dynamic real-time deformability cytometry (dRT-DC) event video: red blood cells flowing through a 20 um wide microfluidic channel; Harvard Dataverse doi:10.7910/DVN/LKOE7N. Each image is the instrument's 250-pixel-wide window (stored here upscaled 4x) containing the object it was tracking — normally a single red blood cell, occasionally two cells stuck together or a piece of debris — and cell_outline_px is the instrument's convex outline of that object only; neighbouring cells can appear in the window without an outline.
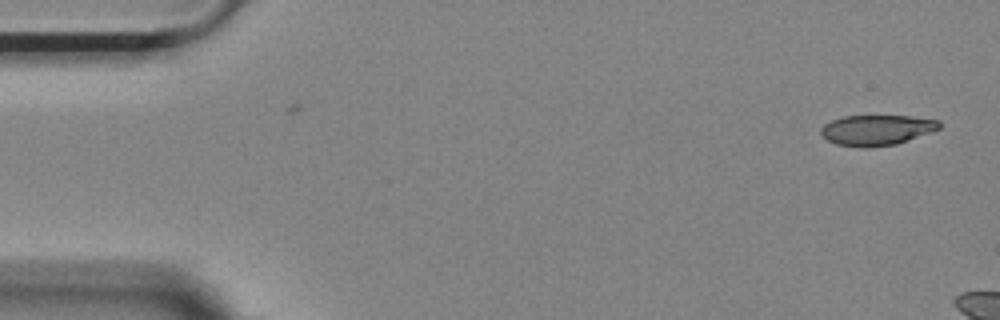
{"species": "Egyptian fruit bat (a non-hibernating species)", "species_latin": "Rousettus aegyptiacus", "temperature_condition": "room temperature", "stored_images_in_passage": 3, "camera_frame_rate_fps": 3000, "um_per_image_px": 0.085, "animal": {"sex": "female"}, "frame": {"image": 1, "passage_image": 1, "time_ms": 0.0, "image_size_px": [1000, 320], "cell_outline_px": [[940, 128], [896, 144], [868, 148], [860, 148], [836, 144], [828, 140], [820, 132], [820, 128], [824, 124], [832, 120], [844, 116], [912, 116], [940, 120]], "centroid_in_image_um": [74.49, 11.05], "position_along_channel_um": 10.5, "area_um2": 20.92}}